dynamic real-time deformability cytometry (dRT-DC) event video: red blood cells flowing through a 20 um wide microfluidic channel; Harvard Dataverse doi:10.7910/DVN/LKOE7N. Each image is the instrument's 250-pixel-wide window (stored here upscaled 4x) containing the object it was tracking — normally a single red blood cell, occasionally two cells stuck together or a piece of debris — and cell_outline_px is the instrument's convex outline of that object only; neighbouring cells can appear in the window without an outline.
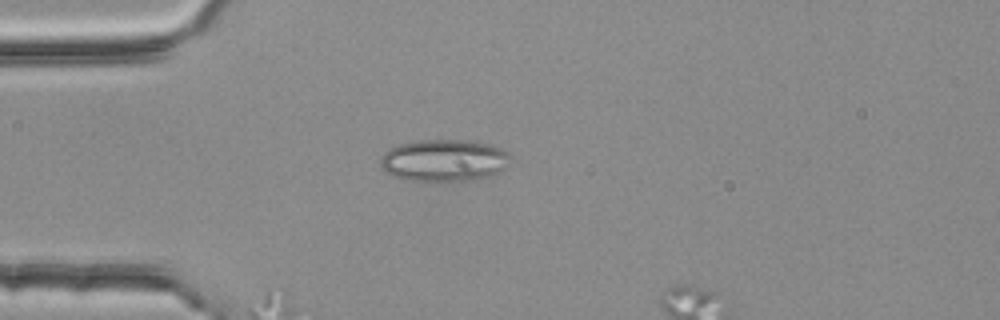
{"species": "common noctule bat (a hibernating species)", "species_latin": "Nyctalus noctula", "temperature_condition": "room temperature", "stored_images_in_passage": 2, "segment_of_instrument_passage": [1, 2], "camera_frame_rate_fps": 3000, "um_per_image_px": 0.085, "animal": {"sex": "female", "body_mass_g": 25.1}, "frame": {"image": 1, "passage_image": 1, "time_ms": 0.0, "image_size_px": [1000, 320], "cell_outline_px": [[512, 156], [504, 168], [500, 172], [476, 180], [424, 184], [392, 176], [384, 172], [380, 164], [380, 160], [384, 152], [400, 144], [420, 140], [464, 140], [492, 144], [508, 152]], "centroid_in_image_um": [37.73, 13.68], "position_along_channel_um": 47.3, "area_um2": 32.77}}